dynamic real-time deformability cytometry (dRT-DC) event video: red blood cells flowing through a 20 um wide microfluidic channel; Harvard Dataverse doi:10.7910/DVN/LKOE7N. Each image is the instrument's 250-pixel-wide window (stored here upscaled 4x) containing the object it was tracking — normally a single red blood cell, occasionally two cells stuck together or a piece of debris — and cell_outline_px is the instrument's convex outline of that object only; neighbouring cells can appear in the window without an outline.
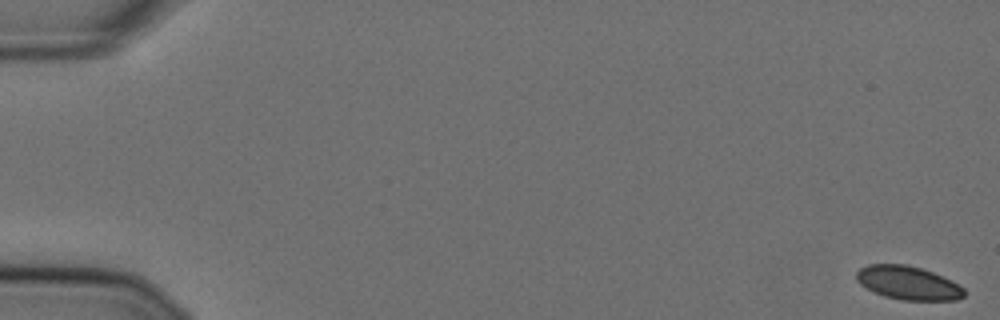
{"species": "Egyptian fruit bat (a non-hibernating species)", "species_latin": "Rousettus aegyptiacus", "temperature_condition": "cold", "stored_images_in_passage": 46, "camera_frame_rate_fps": 3000, "um_per_image_px": 0.085, "animal": {"sex": "female"}, "frame": {"image": 1, "passage_image": 1, "time_ms": 0.0, "image_size_px": [1000, 320], "cell_outline_px": [[964, 296], [956, 300], [900, 300], [884, 296], [872, 292], [860, 284], [856, 280], [856, 272], [860, 268], [868, 264], [904, 264], [920, 268], [932, 272], [952, 280], [964, 288]], "centroid_in_image_um": [77.16, 24.05], "position_along_channel_um": 7.8, "area_um2": 21.15}}
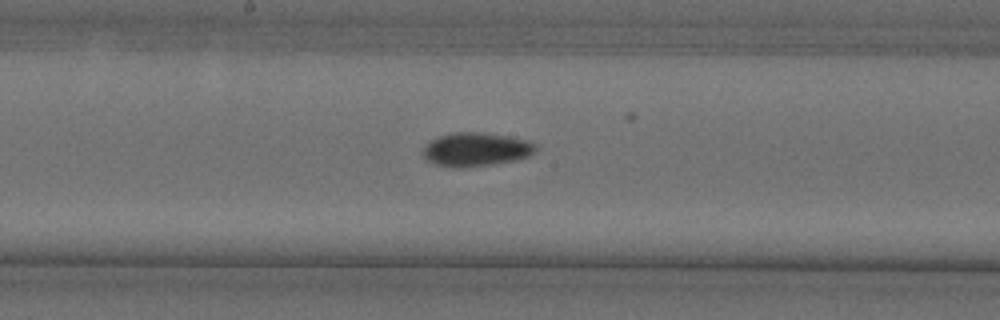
{"frame": {"image": 2, "passage_image": 20, "time_ms": 6.333, "image_size_px": [1000, 320], "cell_outline_px": [[536, 152], [528, 156], [516, 160], [492, 164], [460, 168], [456, 168], [436, 164], [424, 160], [424, 148], [432, 140], [440, 136], [452, 132], [484, 132], [508, 136], [528, 140], [536, 144]], "centroid_in_image_um": [40.49, 12.7], "position_along_channel_um": 207.7, "area_um2": 22.14}}
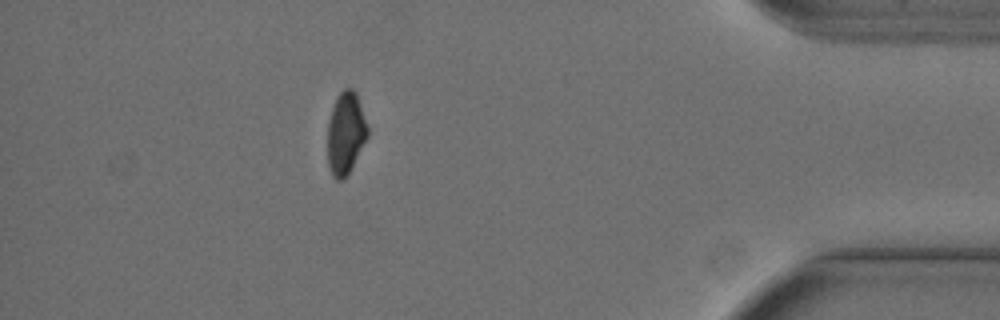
{"frame": {"image": 3, "passage_image": 40, "time_ms": 13.0, "image_size_px": [1000, 320], "cell_outline_px": [[368, 136], [348, 172], [340, 180], [336, 180], [332, 176], [328, 164], [328, 120], [336, 96], [344, 88], [352, 88], [356, 92], [368, 128]], "centroid_in_image_um": [29.36, 11.28], "position_along_channel_um": 405.8, "area_um2": 18.9}, "authors_computed_cell_mechanics": {"area_um2": 21.1548, "velocity_mm_per_s": 3.6204, "shape_relaxation_time_tau1_ms": null, "shape_relaxation_time_tau2_ms": 6.4099, "deformation_change_tau1": null, "deformation_change_tau2": 0.0761}}